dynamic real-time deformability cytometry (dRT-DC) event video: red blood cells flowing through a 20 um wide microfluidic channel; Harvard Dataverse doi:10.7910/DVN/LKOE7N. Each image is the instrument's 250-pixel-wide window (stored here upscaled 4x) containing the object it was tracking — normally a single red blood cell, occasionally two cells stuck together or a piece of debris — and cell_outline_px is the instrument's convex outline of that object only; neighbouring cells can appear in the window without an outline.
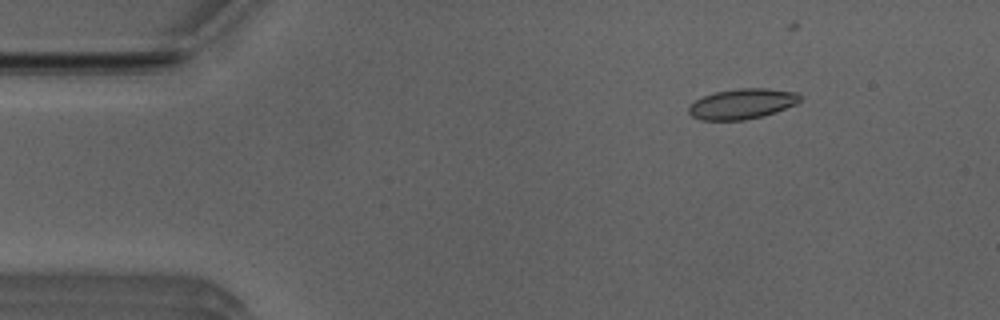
{"species": "Egyptian fruit bat (a non-hibernating species)", "species_latin": "Rousettus aegyptiacus", "temperature_condition": "room temperature", "stored_images_in_passage": 43, "camera_frame_rate_fps": 3000, "um_per_image_px": 0.085, "animal": {"sex": "male"}, "frame": {"image": 1, "passage_image": 7, "time_ms": 2.0, "image_size_px": [1000, 320], "cell_outline_px": [[800, 100], [796, 104], [776, 112], [764, 116], [744, 120], [700, 120], [692, 116], [688, 112], [688, 108], [696, 100], [704, 96], [716, 92], [740, 88], [768, 88], [796, 92], [800, 96]], "centroid_in_image_um": [63.1, 8.83], "position_along_channel_um": 21.9, "area_um2": 19.59}}
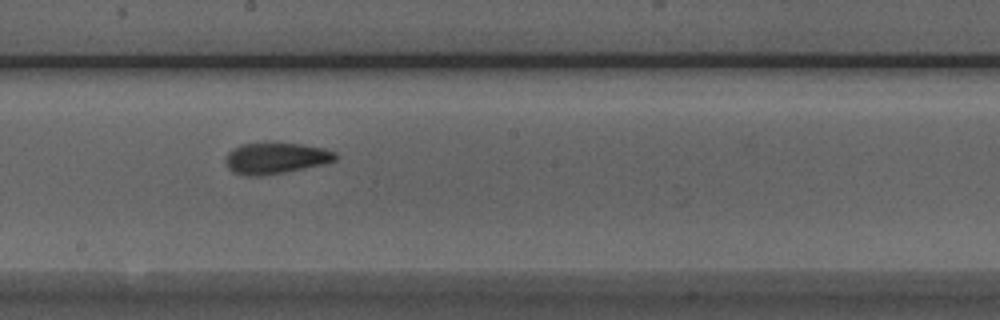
{"frame": {"image": 2, "passage_image": 28, "time_ms": 9.0, "image_size_px": [1000, 320], "cell_outline_px": [[340, 156], [336, 160], [324, 164], [284, 172], [260, 176], [244, 176], [232, 172], [228, 168], [224, 160], [224, 156], [232, 148], [240, 144], [272, 140], [300, 144], [324, 148], [336, 152]], "centroid_in_image_um": [23.4, 13.41], "position_along_channel_um": 224.8, "area_um2": 20.87}}
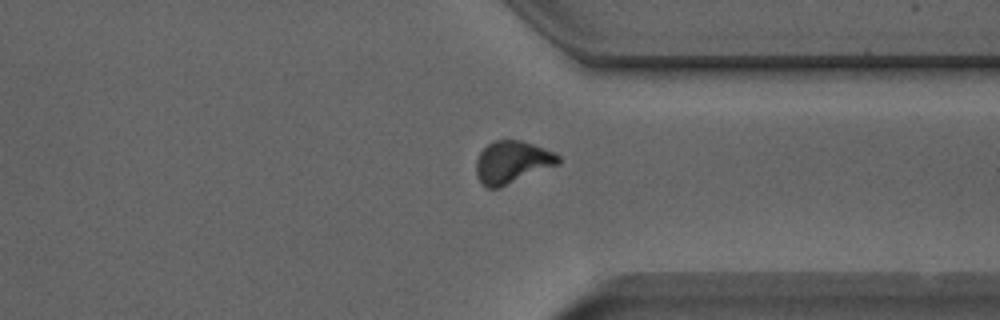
{"frame": {"image": 3, "passage_image": 39, "time_ms": 12.667, "image_size_px": [1000, 320], "cell_outline_px": [[560, 164], [500, 188], [484, 188], [476, 176], [476, 160], [480, 152], [492, 140], [520, 140], [532, 144], [552, 152], [560, 156]], "centroid_in_image_um": [43.5, 13.81], "position_along_channel_um": 367.9, "area_um2": 20.46}, "authors_computed_cell_mechanics": {"area_um2": 19.7676, "velocity_mm_per_s": 3.9507, "shape_relaxation_time_tau1_ms": 6.3106, "shape_relaxation_time_tau2_ms": 1.7778, "deformation_change_tau1": 0.1568, "deformation_change_tau2": 0.0798}}